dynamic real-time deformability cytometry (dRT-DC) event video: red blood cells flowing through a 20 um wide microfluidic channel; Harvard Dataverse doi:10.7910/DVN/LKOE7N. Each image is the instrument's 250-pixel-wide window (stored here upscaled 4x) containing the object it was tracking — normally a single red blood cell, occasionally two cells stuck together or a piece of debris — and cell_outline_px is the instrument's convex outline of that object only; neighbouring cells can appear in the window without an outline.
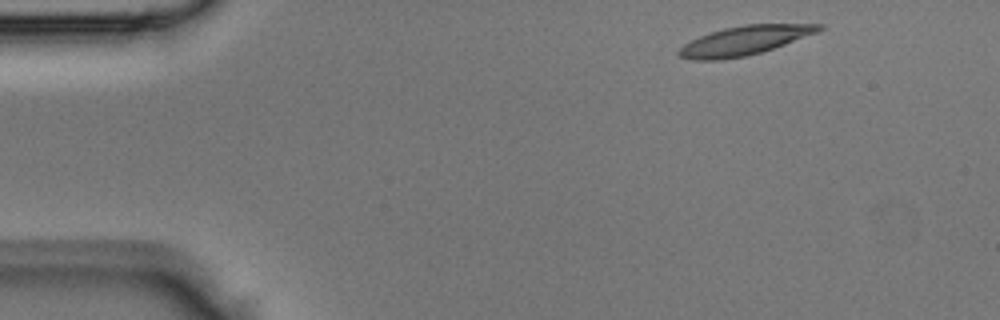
{"species": "Egyptian fruit bat (a non-hibernating species)", "species_latin": "Rousettus aegyptiacus", "temperature_condition": "room temperature", "stored_images_in_passage": 3, "segment_of_instrument_passage": [2, 2], "camera_frame_rate_fps": 3000, "um_per_image_px": 0.085, "animal": {"sex": "male"}, "frame": {"image": 1, "passage_image": 3, "time_ms": 0.667, "image_size_px": [1000, 320], "cell_outline_px": [[824, 28], [820, 32], [760, 52], [744, 56], [720, 60], [692, 60], [680, 56], [676, 52], [684, 44], [700, 36], [724, 28], [744, 24], [824, 24]], "centroid_in_image_um": [63.3, 3.44], "position_along_channel_um": 21.7, "area_um2": 23.52}}